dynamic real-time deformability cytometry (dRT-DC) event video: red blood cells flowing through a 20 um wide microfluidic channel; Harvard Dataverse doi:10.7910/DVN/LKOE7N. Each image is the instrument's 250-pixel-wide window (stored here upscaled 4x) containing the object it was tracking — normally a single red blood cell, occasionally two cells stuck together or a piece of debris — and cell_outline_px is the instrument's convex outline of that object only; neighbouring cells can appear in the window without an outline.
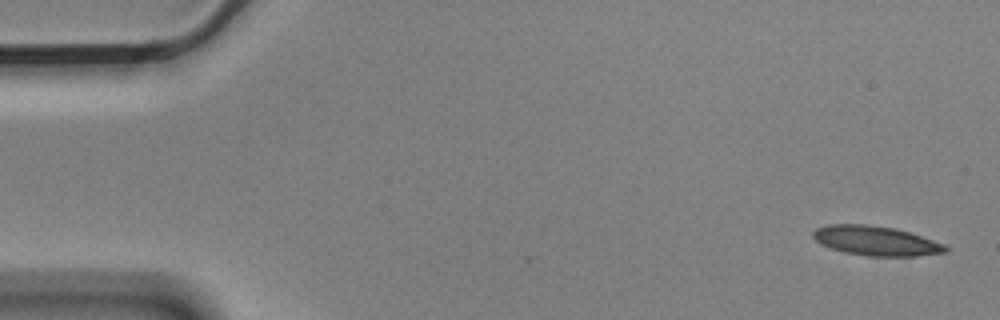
{"species": "Egyptian fruit bat (a non-hibernating species)", "species_latin": "Rousettus aegyptiacus", "temperature_condition": "cold", "stored_images_in_passage": 6, "camera_frame_rate_fps": 3000, "um_per_image_px": 0.085, "animal": {"sex": "male"}, "frame": {"image": 1, "passage_image": 6, "time_ms": 1.667, "image_size_px": [1000, 320], "cell_outline_px": [[948, 252], [916, 256], [868, 256], [844, 252], [820, 244], [812, 236], [812, 232], [816, 228], [828, 224], [868, 224], [892, 228], [908, 232], [944, 244], [948, 248]], "centroid_in_image_um": [74.42, 20.47], "position_along_channel_um": 10.6, "area_um2": 22.66}}